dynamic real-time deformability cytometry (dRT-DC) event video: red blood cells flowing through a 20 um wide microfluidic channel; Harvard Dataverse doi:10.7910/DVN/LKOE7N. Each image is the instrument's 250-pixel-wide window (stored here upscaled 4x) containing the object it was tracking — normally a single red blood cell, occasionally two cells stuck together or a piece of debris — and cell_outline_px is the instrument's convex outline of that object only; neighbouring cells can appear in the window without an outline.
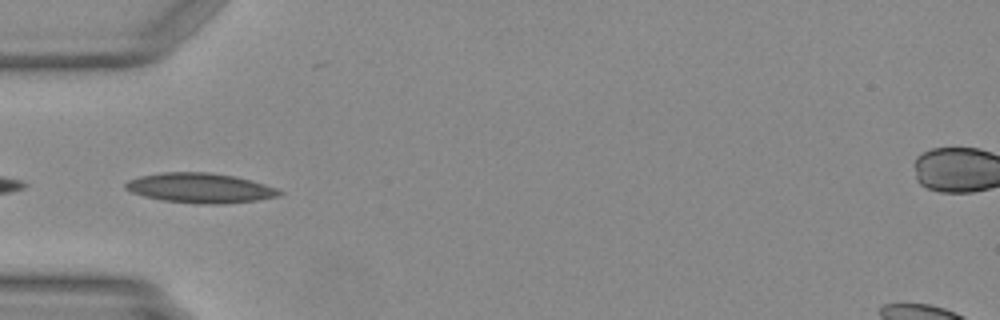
{"species": "Egyptian fruit bat (a non-hibernating species)", "species_latin": "Rousettus aegyptiacus", "temperature_condition": "warm", "stored_images_in_passage": 7, "camera_frame_rate_fps": 3000, "um_per_image_px": 0.085, "animal": {"sex": "female"}, "frame": {"image": 1, "passage_image": 5, "time_ms": 1.333, "image_size_px": [1000, 320], "cell_outline_px": [[284, 192], [276, 196], [256, 200], [224, 204], [196, 204], [164, 200], [144, 196], [132, 192], [124, 188], [124, 184], [128, 180], [140, 176], [164, 172], [208, 172], [236, 176], [264, 184], [276, 188]], "centroid_in_image_um": [16.99, 15.98], "position_along_channel_um": 68.0, "area_um2": 26.65}}